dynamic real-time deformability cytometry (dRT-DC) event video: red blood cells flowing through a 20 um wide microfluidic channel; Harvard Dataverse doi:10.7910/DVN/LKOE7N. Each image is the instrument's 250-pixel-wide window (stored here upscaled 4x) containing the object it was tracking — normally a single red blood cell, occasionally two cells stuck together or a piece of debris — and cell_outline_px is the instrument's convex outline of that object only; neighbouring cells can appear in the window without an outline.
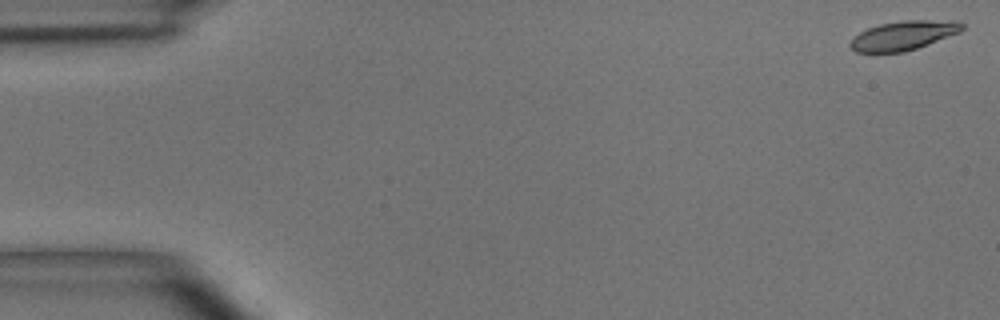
{"species": "common noctule bat (a hibernating species)", "species_latin": "Nyctalus noctula", "temperature_condition": "room temperature", "stored_images_in_passage": 4, "camera_frame_rate_fps": 3000, "um_per_image_px": 0.085, "animal": {"sex": "male", "body_mass_g": 15.6}, "frame": {"image": 1, "passage_image": 1, "time_ms": 0.0, "image_size_px": [1000, 320], "cell_outline_px": [[964, 28], [960, 32], [916, 48], [904, 52], [856, 52], [848, 44], [860, 32], [868, 28], [880, 24], [904, 20], [956, 20], [964, 24]], "centroid_in_image_um": [76.82, 3.0], "position_along_channel_um": 8.2, "area_um2": 18.84}}